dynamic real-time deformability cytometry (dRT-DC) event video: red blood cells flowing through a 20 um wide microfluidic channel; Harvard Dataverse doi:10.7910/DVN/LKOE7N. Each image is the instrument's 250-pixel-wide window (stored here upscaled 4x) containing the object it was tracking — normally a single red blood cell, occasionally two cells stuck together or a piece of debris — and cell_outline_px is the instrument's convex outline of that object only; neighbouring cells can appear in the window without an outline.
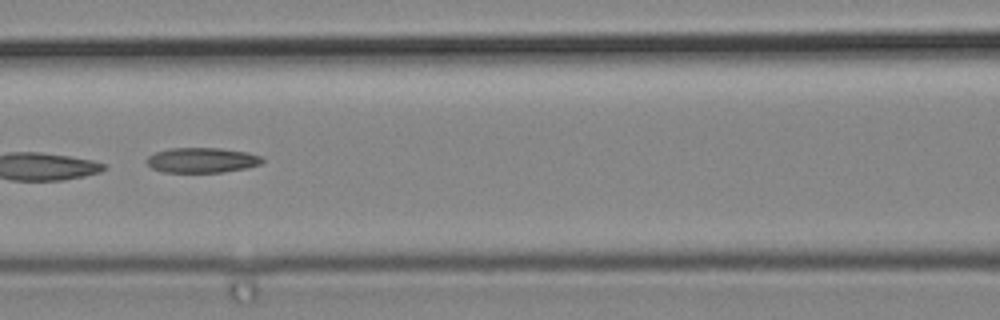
{"species": "common noctule bat (a hibernating species)", "species_latin": "Nyctalus noctula", "temperature_condition": "cold", "stored_images_in_passage": 6, "camera_frame_rate_fps": 3000, "um_per_image_px": 0.085, "animal": {"sex": "male", "body_mass_g": 19.2, "forearm_length_mm": 51.8}, "frame": {"image": 1, "passage_image": 6, "time_ms": 1.667, "image_size_px": [1000, 320], "cell_outline_px": [[264, 160], [260, 164], [248, 168], [224, 172], [164, 172], [152, 168], [148, 164], [148, 156], [156, 152], [168, 148], [220, 148], [248, 152], [260, 156]], "centroid_in_image_um": [17.19, 13.61], "position_along_channel_um": 149.4, "area_um2": 16.88}}